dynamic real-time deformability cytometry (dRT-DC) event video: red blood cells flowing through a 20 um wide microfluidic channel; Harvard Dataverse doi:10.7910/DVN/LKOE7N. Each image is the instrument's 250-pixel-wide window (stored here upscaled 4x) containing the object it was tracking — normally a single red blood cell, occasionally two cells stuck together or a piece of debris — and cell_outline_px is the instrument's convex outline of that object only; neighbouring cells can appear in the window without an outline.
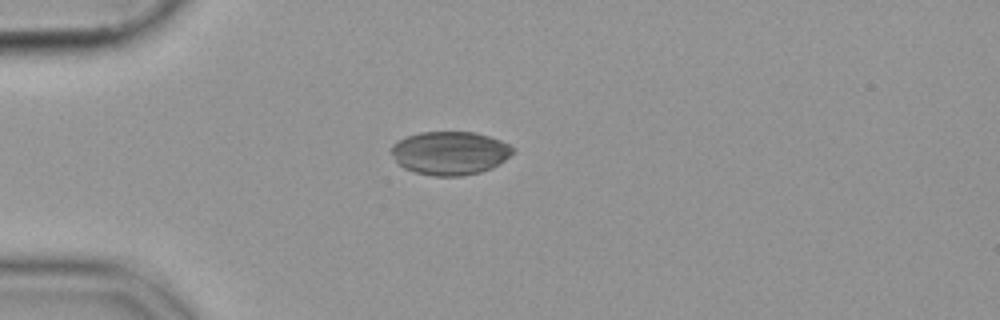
{"species": "common noctule bat (a hibernating species)", "species_latin": "Nyctalus noctula", "temperature_condition": "cold", "stored_images_in_passage": 41, "camera_frame_rate_fps": 3000, "um_per_image_px": 0.085, "animal": {"sex": "female", "body_mass_g": 19.9}, "frame": {"image": 1, "passage_image": 1, "time_ms": 0.0, "image_size_px": [1000, 320], "cell_outline_px": [[516, 152], [500, 164], [492, 168], [480, 172], [460, 176], [436, 176], [416, 172], [404, 168], [396, 160], [388, 148], [392, 144], [408, 136], [420, 132], [476, 132], [500, 140], [516, 148]], "centroid_in_image_um": [38.28, 13.0], "position_along_channel_um": 46.7, "area_um2": 30.87}}
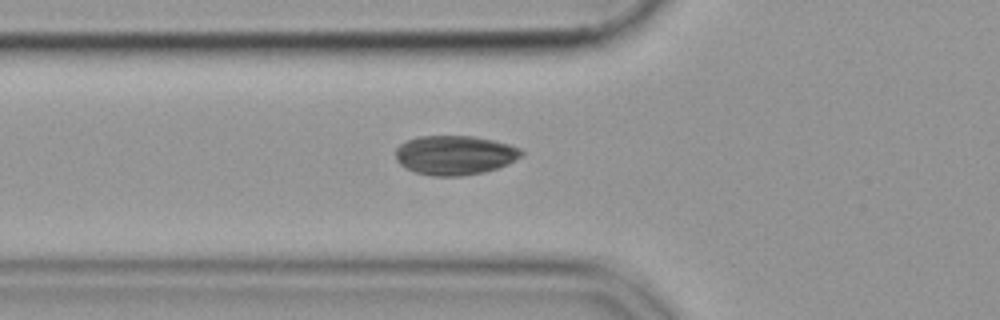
{"frame": {"image": 2, "passage_image": 6, "time_ms": 1.667, "image_size_px": [1000, 320], "cell_outline_px": [[524, 152], [520, 156], [508, 164], [484, 172], [460, 176], [432, 176], [416, 172], [404, 168], [396, 160], [396, 148], [400, 144], [408, 140], [420, 136], [472, 136], [512, 144], [520, 148]], "centroid_in_image_um": [38.65, 13.18], "position_along_channel_um": 87.1, "area_um2": 28.84}}
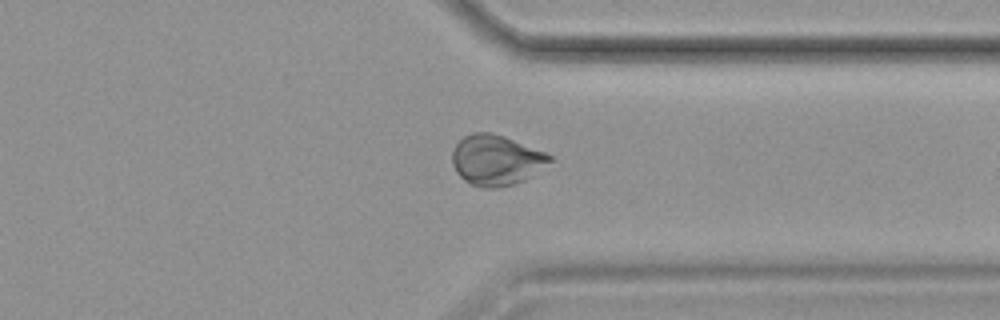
{"frame": {"image": 3, "passage_image": 29, "time_ms": 9.333, "image_size_px": [1000, 320], "cell_outline_px": [[556, 160], [524, 180], [512, 184], [496, 188], [480, 188], [464, 180], [456, 172], [452, 164], [452, 152], [456, 144], [464, 136], [472, 132], [492, 132], [504, 136], [544, 152], [552, 156]], "centroid_in_image_um": [42.18, 13.61], "position_along_channel_um": 369.2, "area_um2": 28.73}}